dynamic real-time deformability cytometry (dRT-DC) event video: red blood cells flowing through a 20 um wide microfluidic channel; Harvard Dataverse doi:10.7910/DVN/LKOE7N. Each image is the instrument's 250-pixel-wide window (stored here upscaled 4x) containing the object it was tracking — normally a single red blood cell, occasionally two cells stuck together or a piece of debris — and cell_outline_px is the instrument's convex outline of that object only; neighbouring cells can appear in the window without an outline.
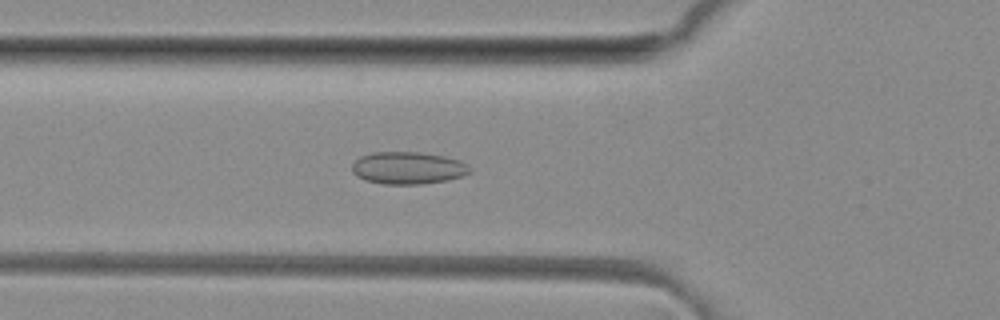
{"species": "common noctule bat (a hibernating species)", "species_latin": "Nyctalus noctula", "temperature_condition": "room temperature", "stored_images_in_passage": 31, "camera_frame_rate_fps": 3000, "um_per_image_px": 0.085, "animal": {"sex": "female", "body_mass_g": 29.2, "forearm_length_mm": 56.3}, "frame": {"image": 1, "passage_image": 3, "time_ms": 0.667, "image_size_px": [1000, 320], "cell_outline_px": [[472, 172], [464, 176], [448, 180], [420, 184], [384, 184], [368, 180], [356, 176], [352, 172], [352, 164], [360, 156], [372, 152], [420, 152], [444, 156], [460, 160], [472, 168]], "centroid_in_image_um": [34.71, 14.27], "position_along_channel_um": 91.1, "area_um2": 22.31}}
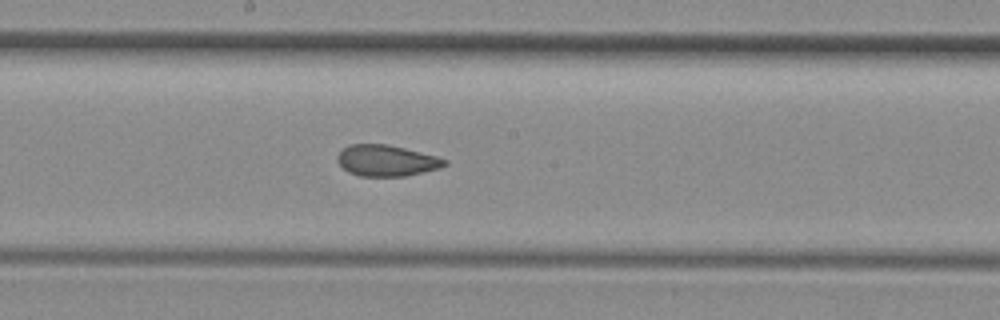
{"frame": {"image": 2, "passage_image": 12, "time_ms": 3.667, "image_size_px": [1000, 320], "cell_outline_px": [[448, 164], [440, 168], [404, 176], [360, 176], [348, 172], [336, 160], [336, 156], [348, 144], [388, 144], [436, 156], [448, 160]], "centroid_in_image_um": [32.84, 13.65], "position_along_channel_um": 215.4, "area_um2": 19.42}}
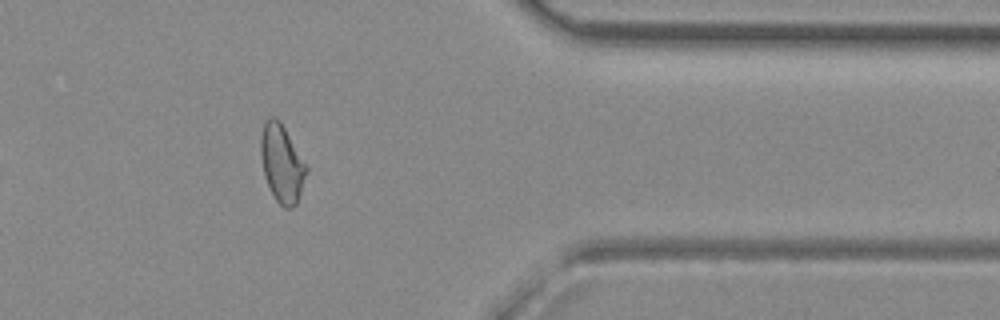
{"frame": {"image": 3, "passage_image": 26, "time_ms": 8.333, "image_size_px": [1000, 320], "cell_outline_px": [[308, 168], [296, 204], [292, 208], [284, 208], [276, 200], [264, 176], [260, 152], [260, 140], [264, 124], [272, 116], [276, 116], [280, 120]], "centroid_in_image_um": [23.94, 13.88], "position_along_channel_um": 387.5, "area_um2": 20.29}, "authors_computed_cell_mechanics": {"area_um2": 19.9988, "velocity_mm_per_s": 4.1236, "shape_relaxation_time_tau1_ms": null, "shape_relaxation_time_tau2_ms": 1.5146, "deformation_change_tau1": null, "deformation_change_tau2": 0.0682}}